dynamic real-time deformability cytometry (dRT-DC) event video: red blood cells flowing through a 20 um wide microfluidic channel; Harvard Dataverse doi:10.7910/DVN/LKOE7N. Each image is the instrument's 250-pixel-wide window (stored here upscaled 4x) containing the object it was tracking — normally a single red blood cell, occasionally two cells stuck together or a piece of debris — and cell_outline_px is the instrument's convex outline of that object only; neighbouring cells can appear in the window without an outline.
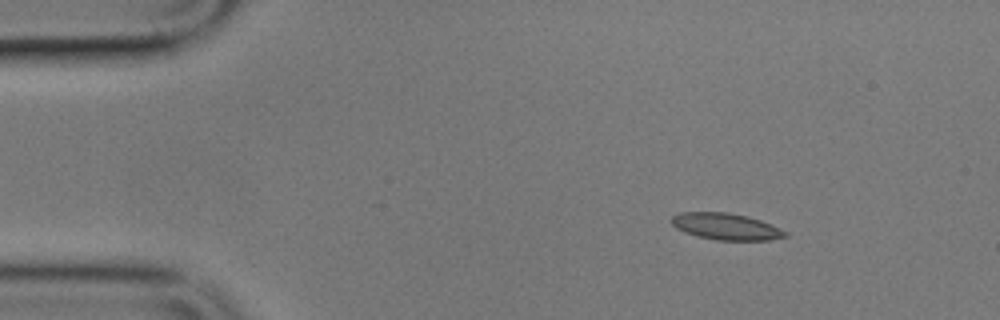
{"species": "common noctule bat (a hibernating species)", "species_latin": "Nyctalus noctula", "temperature_condition": "cold", "stored_images_in_passage": 5, "camera_frame_rate_fps": 3000, "um_per_image_px": 0.085, "animal": {"sex": "male", "body_mass_g": 17.9}, "frame": {"image": 1, "passage_image": 1, "time_ms": 0.0, "image_size_px": [1000, 320], "cell_outline_px": [[788, 236], [768, 240], [716, 240], [696, 236], [684, 232], [676, 228], [668, 220], [672, 216], [680, 212], [724, 212], [748, 216], [760, 220], [780, 228], [788, 232]], "centroid_in_image_um": [61.67, 19.25], "position_along_channel_um": 23.3, "area_um2": 17.74}}
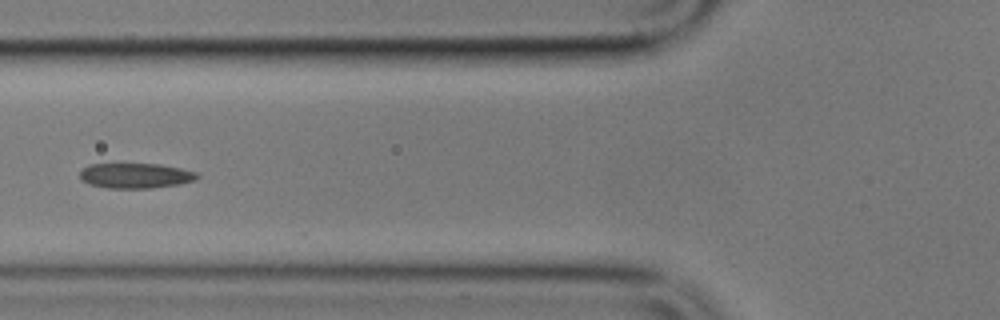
{"frame": {"image": 2, "passage_image": 5, "time_ms": 4.667, "image_size_px": [1000, 320], "cell_outline_px": [[200, 176], [196, 180], [180, 184], [152, 188], [108, 188], [88, 184], [80, 180], [80, 168], [88, 164], [160, 164], [180, 168], [196, 172]], "centroid_in_image_um": [11.49, 14.93], "position_along_channel_um": 114.3, "area_um2": 17.4}}